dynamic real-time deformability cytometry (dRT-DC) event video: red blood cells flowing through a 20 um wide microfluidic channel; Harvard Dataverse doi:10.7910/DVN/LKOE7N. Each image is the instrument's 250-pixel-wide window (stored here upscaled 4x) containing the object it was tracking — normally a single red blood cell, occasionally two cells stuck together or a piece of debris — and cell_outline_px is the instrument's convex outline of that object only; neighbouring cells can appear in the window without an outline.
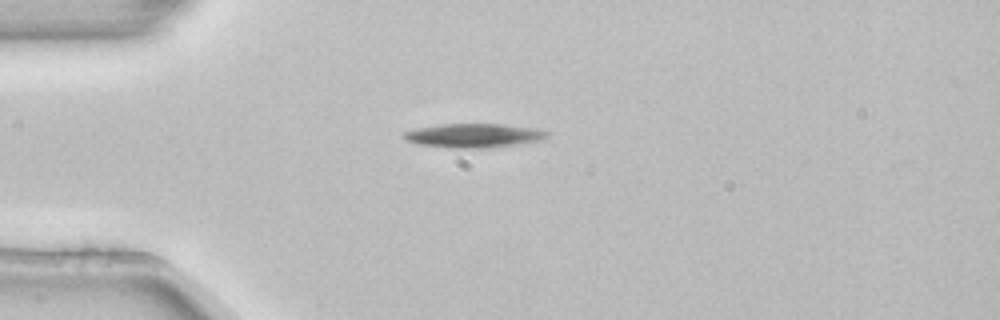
{"species": "common noctule bat (a hibernating species)", "species_latin": "Nyctalus noctula", "temperature_condition": "room temperature", "stored_images_in_passage": 2, "camera_frame_rate_fps": 3000, "um_per_image_px": 0.085, "animal": {"sex": "female", "body_mass_g": 22.7, "forearm_length_mm": 54.2}, "frame": {"image": 1, "passage_image": 1, "time_ms": 0.0, "image_size_px": [1000, 320], "cell_outline_px": [[552, 132], [544, 140], [496, 148], [452, 148], [416, 144], [400, 136], [404, 132], [416, 128], [440, 124], [500, 124], [536, 128]], "centroid_in_image_um": [40.33, 11.53], "position_along_channel_um": 44.7, "area_um2": 20.46}}
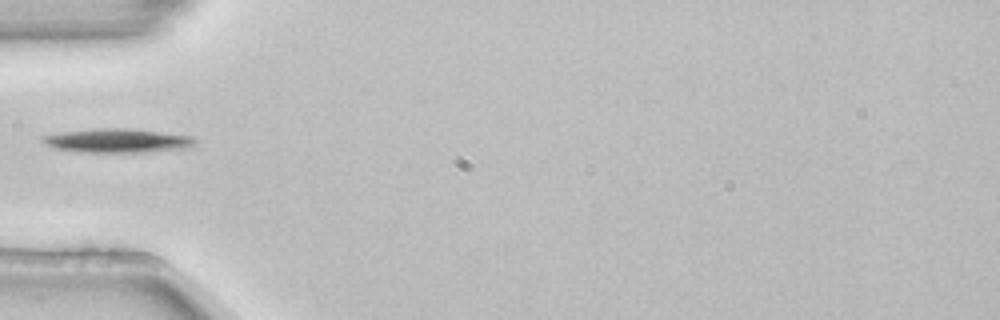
{"frame": {"image": 2, "passage_image": 2, "time_ms": 0.333, "image_size_px": [1000, 320], "cell_outline_px": [[196, 140], [192, 148], [152, 152], [88, 152], [56, 148], [48, 144], [44, 140], [44, 136], [64, 132], [96, 128], [124, 128], [192, 136]], "centroid_in_image_um": [10.12, 11.96], "position_along_channel_um": 74.9, "area_um2": 20.87}}